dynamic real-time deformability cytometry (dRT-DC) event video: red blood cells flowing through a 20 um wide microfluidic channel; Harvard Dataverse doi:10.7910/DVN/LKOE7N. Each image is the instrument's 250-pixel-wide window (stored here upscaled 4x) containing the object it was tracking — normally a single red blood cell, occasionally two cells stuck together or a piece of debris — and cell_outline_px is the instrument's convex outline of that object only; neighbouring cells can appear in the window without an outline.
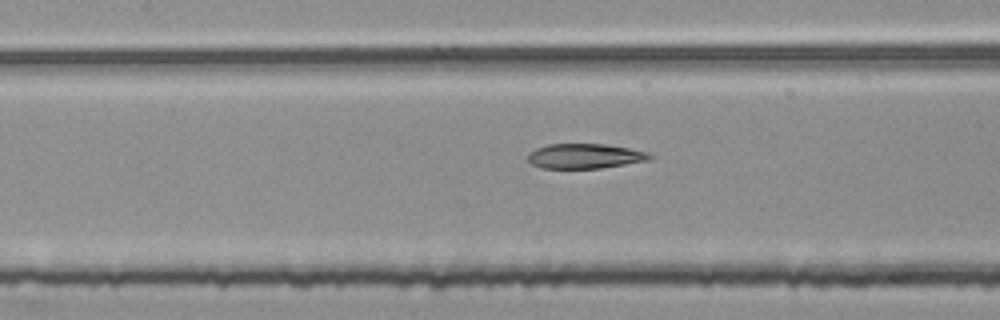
{"species": "common noctule bat (a hibernating species)", "species_latin": "Nyctalus noctula", "temperature_condition": "room temperature", "stored_images_in_passage": 54, "segment_of_instrument_passage": [2, 2], "camera_frame_rate_fps": 3000, "um_per_image_px": 0.085, "animal": {"sex": "female", "body_mass_g": 25.1}, "frame": {"image": 1, "passage_image": 24, "time_ms": 7.667, "image_size_px": [1000, 320], "cell_outline_px": [[656, 156], [648, 160], [600, 168], [544, 168], [532, 164], [528, 160], [528, 156], [536, 148], [548, 144], [604, 144], [628, 148], [648, 152]], "centroid_in_image_um": [49.74, 13.26], "position_along_channel_um": 157.7, "area_um2": 17.46}}
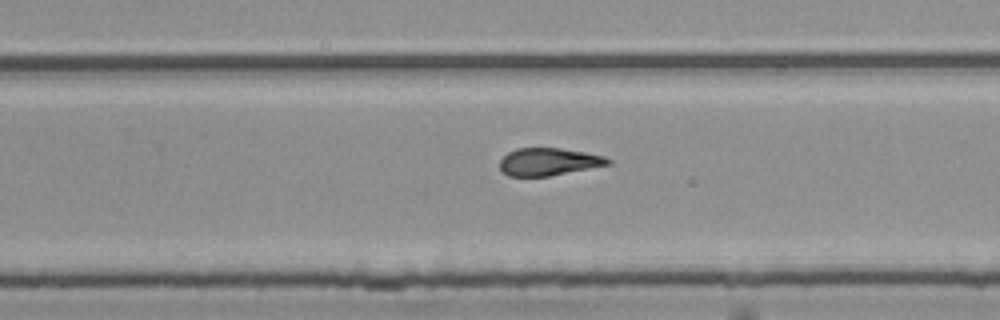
{"frame": {"image": 2, "passage_image": 34, "time_ms": 11.0, "image_size_px": [1000, 320], "cell_outline_px": [[612, 164], [548, 176], [508, 176], [500, 168], [500, 160], [508, 152], [516, 148], [560, 148], [584, 152], [604, 156], [612, 160]], "centroid_in_image_um": [46.64, 13.74], "position_along_channel_um": 283.2, "area_um2": 17.28}}
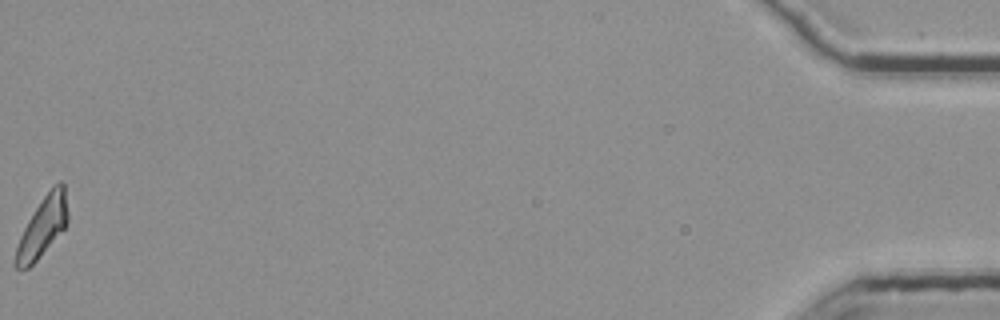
{"frame": {"image": 3, "passage_image": 54, "time_ms": 17.667, "image_size_px": [1000, 320], "cell_outline_px": [[68, 220], [64, 228], [36, 260], [28, 268], [16, 268], [12, 264], [12, 260], [20, 236], [28, 220], [52, 184], [60, 180], [64, 184], [68, 212]], "centroid_in_image_um": [3.6, 19.26], "position_along_channel_um": 431.6, "area_um2": 17.98}}